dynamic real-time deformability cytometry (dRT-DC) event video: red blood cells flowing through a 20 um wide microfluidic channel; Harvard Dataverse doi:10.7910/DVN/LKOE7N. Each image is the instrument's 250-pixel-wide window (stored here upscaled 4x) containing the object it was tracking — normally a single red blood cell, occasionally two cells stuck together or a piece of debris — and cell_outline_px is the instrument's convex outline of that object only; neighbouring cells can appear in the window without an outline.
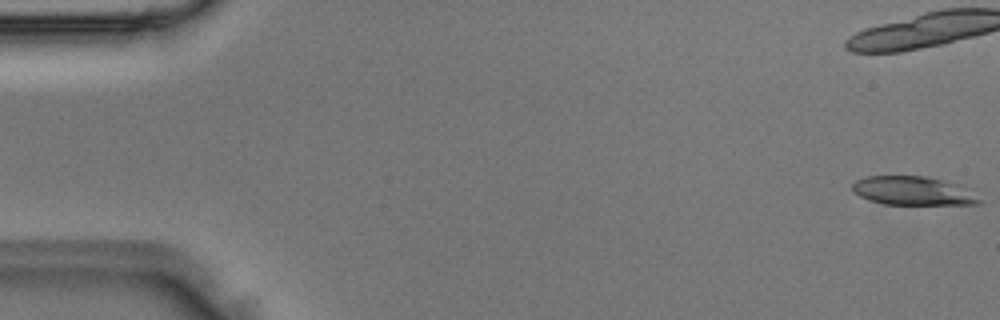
{"species": "Egyptian fruit bat (a non-hibernating species)", "species_latin": "Rousettus aegyptiacus", "temperature_condition": "room temperature", "stored_images_in_passage": 18, "camera_frame_rate_fps": 3000, "um_per_image_px": 0.085, "animal": {"sex": "male"}, "frame": {"image": 1, "passage_image": 1, "time_ms": 0.0, "image_size_px": [1000, 320], "cell_outline_px": [[984, 204], [884, 204], [868, 200], [852, 192], [852, 184], [856, 180], [868, 176], [924, 176], [956, 184], [984, 200]], "centroid_in_image_um": [77.57, 16.23], "position_along_channel_um": 7.4, "area_um2": 21.04}}